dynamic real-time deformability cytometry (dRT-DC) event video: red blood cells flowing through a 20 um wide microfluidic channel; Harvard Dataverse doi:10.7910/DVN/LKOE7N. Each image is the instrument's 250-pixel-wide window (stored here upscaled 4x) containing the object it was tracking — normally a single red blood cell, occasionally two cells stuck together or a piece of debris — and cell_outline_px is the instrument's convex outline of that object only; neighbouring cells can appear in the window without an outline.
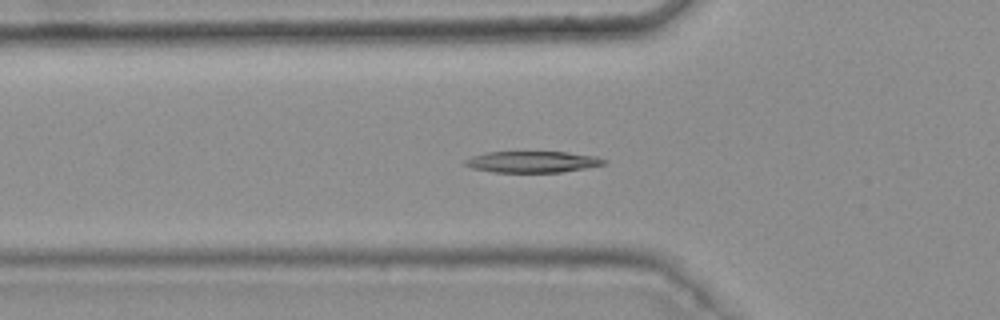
{"species": "common noctule bat (a hibernating species)", "species_latin": "Nyctalus noctula", "temperature_condition": "warm", "stored_images_in_passage": 43, "camera_frame_rate_fps": 3000, "um_per_image_px": 0.085, "animal": {"sex": "female", "body_mass_g": 25.1}, "frame": {"image": 1, "passage_image": 18, "time_ms": 5.667, "image_size_px": [1000, 320], "cell_outline_px": [[608, 164], [560, 172], [492, 172], [472, 168], [464, 164], [464, 160], [472, 156], [484, 152], [568, 152], [596, 156], [608, 160]], "centroid_in_image_um": [45.27, 13.75], "position_along_channel_um": 80.5, "area_um2": 17.34}}
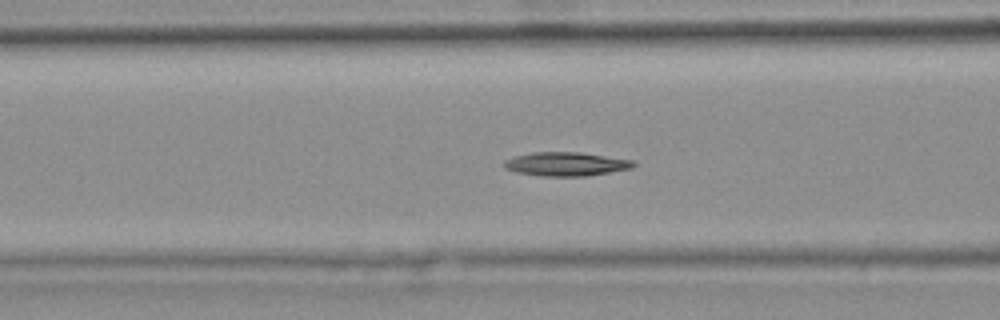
{"frame": {"image": 2, "passage_image": 21, "time_ms": 6.667, "image_size_px": [1000, 320], "cell_outline_px": [[636, 164], [632, 168], [584, 176], [540, 176], [516, 172], [504, 168], [500, 164], [504, 160], [516, 156], [532, 152], [580, 152], [632, 160]], "centroid_in_image_um": [48.04, 13.94], "position_along_channel_um": 118.6, "area_um2": 17.92}}
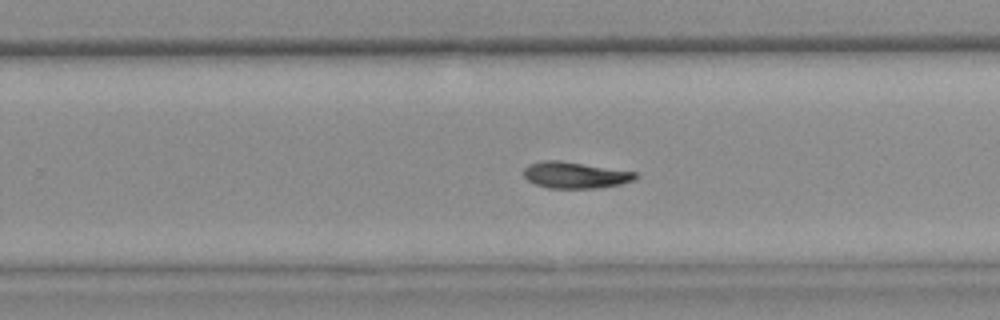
{"frame": {"image": 3, "passage_image": 34, "time_ms": 11.0, "image_size_px": [1000, 320], "cell_outline_px": [[640, 176], [636, 180], [620, 184], [600, 188], [548, 188], [536, 184], [528, 180], [524, 176], [524, 168], [528, 164], [544, 160], [556, 160], [636, 172]], "centroid_in_image_um": [48.91, 14.89], "position_along_channel_um": 280.9, "area_um2": 17.11}, "authors_computed_cell_mechanics": {"area_um2": 17.5134, "velocity_mm_per_s": 3.7536, "shape_relaxation_time_tau1_ms": 7.0611, "shape_relaxation_time_tau2_ms": 9.0847, "deformation_change_tau1": 0.1946, "deformation_change_tau2": 0.1432}}